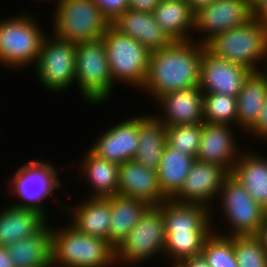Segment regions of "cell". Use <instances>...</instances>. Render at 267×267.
<instances>
[{"label":"cell","mask_w":267,"mask_h":267,"mask_svg":"<svg viewBox=\"0 0 267 267\" xmlns=\"http://www.w3.org/2000/svg\"><path fill=\"white\" fill-rule=\"evenodd\" d=\"M174 267H210L202 254L189 256Z\"/></svg>","instance_id":"38"},{"label":"cell","mask_w":267,"mask_h":267,"mask_svg":"<svg viewBox=\"0 0 267 267\" xmlns=\"http://www.w3.org/2000/svg\"><path fill=\"white\" fill-rule=\"evenodd\" d=\"M3 209L0 210L1 247L33 236L48 225V216L36 209L20 208L12 204Z\"/></svg>","instance_id":"22"},{"label":"cell","mask_w":267,"mask_h":267,"mask_svg":"<svg viewBox=\"0 0 267 267\" xmlns=\"http://www.w3.org/2000/svg\"><path fill=\"white\" fill-rule=\"evenodd\" d=\"M254 10L263 0H244Z\"/></svg>","instance_id":"43"},{"label":"cell","mask_w":267,"mask_h":267,"mask_svg":"<svg viewBox=\"0 0 267 267\" xmlns=\"http://www.w3.org/2000/svg\"><path fill=\"white\" fill-rule=\"evenodd\" d=\"M56 167L42 158L24 162L9 179L10 192L19 200L13 206L36 209L47 216L43 201L64 188Z\"/></svg>","instance_id":"9"},{"label":"cell","mask_w":267,"mask_h":267,"mask_svg":"<svg viewBox=\"0 0 267 267\" xmlns=\"http://www.w3.org/2000/svg\"><path fill=\"white\" fill-rule=\"evenodd\" d=\"M253 18L267 24V0H263L254 10Z\"/></svg>","instance_id":"39"},{"label":"cell","mask_w":267,"mask_h":267,"mask_svg":"<svg viewBox=\"0 0 267 267\" xmlns=\"http://www.w3.org/2000/svg\"><path fill=\"white\" fill-rule=\"evenodd\" d=\"M214 1L215 0H187L194 12L203 6L210 5Z\"/></svg>","instance_id":"42"},{"label":"cell","mask_w":267,"mask_h":267,"mask_svg":"<svg viewBox=\"0 0 267 267\" xmlns=\"http://www.w3.org/2000/svg\"><path fill=\"white\" fill-rule=\"evenodd\" d=\"M85 154L79 170L92 188L87 197L106 198L118 194L119 164L97 156L90 149Z\"/></svg>","instance_id":"29"},{"label":"cell","mask_w":267,"mask_h":267,"mask_svg":"<svg viewBox=\"0 0 267 267\" xmlns=\"http://www.w3.org/2000/svg\"><path fill=\"white\" fill-rule=\"evenodd\" d=\"M201 254L210 267H238L233 236H223L213 231L205 239Z\"/></svg>","instance_id":"32"},{"label":"cell","mask_w":267,"mask_h":267,"mask_svg":"<svg viewBox=\"0 0 267 267\" xmlns=\"http://www.w3.org/2000/svg\"><path fill=\"white\" fill-rule=\"evenodd\" d=\"M214 55L261 72L267 61V24L251 18L244 25L217 34L206 44Z\"/></svg>","instance_id":"4"},{"label":"cell","mask_w":267,"mask_h":267,"mask_svg":"<svg viewBox=\"0 0 267 267\" xmlns=\"http://www.w3.org/2000/svg\"><path fill=\"white\" fill-rule=\"evenodd\" d=\"M109 243L116 249L150 207L143 200L116 194L110 196Z\"/></svg>","instance_id":"28"},{"label":"cell","mask_w":267,"mask_h":267,"mask_svg":"<svg viewBox=\"0 0 267 267\" xmlns=\"http://www.w3.org/2000/svg\"><path fill=\"white\" fill-rule=\"evenodd\" d=\"M164 246L165 228L162 203L159 206H150L115 249L116 264L129 265L131 263L130 265L135 266L159 253L164 256Z\"/></svg>","instance_id":"10"},{"label":"cell","mask_w":267,"mask_h":267,"mask_svg":"<svg viewBox=\"0 0 267 267\" xmlns=\"http://www.w3.org/2000/svg\"><path fill=\"white\" fill-rule=\"evenodd\" d=\"M21 13L0 20V66L17 70L36 65L46 37L35 16Z\"/></svg>","instance_id":"5"},{"label":"cell","mask_w":267,"mask_h":267,"mask_svg":"<svg viewBox=\"0 0 267 267\" xmlns=\"http://www.w3.org/2000/svg\"><path fill=\"white\" fill-rule=\"evenodd\" d=\"M230 173L219 165L195 161L179 193L172 199L182 204L203 205L211 209ZM213 201V202H211ZM210 202V203H209ZM209 204V205H208Z\"/></svg>","instance_id":"15"},{"label":"cell","mask_w":267,"mask_h":267,"mask_svg":"<svg viewBox=\"0 0 267 267\" xmlns=\"http://www.w3.org/2000/svg\"><path fill=\"white\" fill-rule=\"evenodd\" d=\"M75 66L76 87L83 100L93 106L104 104L113 94L115 84L102 38L76 43Z\"/></svg>","instance_id":"6"},{"label":"cell","mask_w":267,"mask_h":267,"mask_svg":"<svg viewBox=\"0 0 267 267\" xmlns=\"http://www.w3.org/2000/svg\"><path fill=\"white\" fill-rule=\"evenodd\" d=\"M203 115L206 123L229 124L237 127L236 97L219 93H204Z\"/></svg>","instance_id":"31"},{"label":"cell","mask_w":267,"mask_h":267,"mask_svg":"<svg viewBox=\"0 0 267 267\" xmlns=\"http://www.w3.org/2000/svg\"><path fill=\"white\" fill-rule=\"evenodd\" d=\"M237 100V128L247 132L257 121L267 100V74L252 72L245 80Z\"/></svg>","instance_id":"26"},{"label":"cell","mask_w":267,"mask_h":267,"mask_svg":"<svg viewBox=\"0 0 267 267\" xmlns=\"http://www.w3.org/2000/svg\"><path fill=\"white\" fill-rule=\"evenodd\" d=\"M267 142V100L260 110L256 123L246 132ZM260 137V138H259Z\"/></svg>","instance_id":"36"},{"label":"cell","mask_w":267,"mask_h":267,"mask_svg":"<svg viewBox=\"0 0 267 267\" xmlns=\"http://www.w3.org/2000/svg\"><path fill=\"white\" fill-rule=\"evenodd\" d=\"M152 15L173 41L193 40L194 11L187 0H161Z\"/></svg>","instance_id":"24"},{"label":"cell","mask_w":267,"mask_h":267,"mask_svg":"<svg viewBox=\"0 0 267 267\" xmlns=\"http://www.w3.org/2000/svg\"><path fill=\"white\" fill-rule=\"evenodd\" d=\"M48 36L35 65L37 79L48 91L68 90L75 84L76 43Z\"/></svg>","instance_id":"12"},{"label":"cell","mask_w":267,"mask_h":267,"mask_svg":"<svg viewBox=\"0 0 267 267\" xmlns=\"http://www.w3.org/2000/svg\"><path fill=\"white\" fill-rule=\"evenodd\" d=\"M195 161L194 156L165 145L157 174L160 189L167 200H172L179 193Z\"/></svg>","instance_id":"30"},{"label":"cell","mask_w":267,"mask_h":267,"mask_svg":"<svg viewBox=\"0 0 267 267\" xmlns=\"http://www.w3.org/2000/svg\"><path fill=\"white\" fill-rule=\"evenodd\" d=\"M249 151L242 150L231 175L245 187L252 199L267 211V156L256 154L257 151Z\"/></svg>","instance_id":"23"},{"label":"cell","mask_w":267,"mask_h":267,"mask_svg":"<svg viewBox=\"0 0 267 267\" xmlns=\"http://www.w3.org/2000/svg\"><path fill=\"white\" fill-rule=\"evenodd\" d=\"M53 12L54 37L79 43L103 36L110 23L93 0H57Z\"/></svg>","instance_id":"7"},{"label":"cell","mask_w":267,"mask_h":267,"mask_svg":"<svg viewBox=\"0 0 267 267\" xmlns=\"http://www.w3.org/2000/svg\"><path fill=\"white\" fill-rule=\"evenodd\" d=\"M256 236L260 239L262 246L267 251V216L260 226Z\"/></svg>","instance_id":"40"},{"label":"cell","mask_w":267,"mask_h":267,"mask_svg":"<svg viewBox=\"0 0 267 267\" xmlns=\"http://www.w3.org/2000/svg\"><path fill=\"white\" fill-rule=\"evenodd\" d=\"M213 209L173 200L163 202L164 257L172 260V267L189 256L201 254L205 239L213 232Z\"/></svg>","instance_id":"2"},{"label":"cell","mask_w":267,"mask_h":267,"mask_svg":"<svg viewBox=\"0 0 267 267\" xmlns=\"http://www.w3.org/2000/svg\"><path fill=\"white\" fill-rule=\"evenodd\" d=\"M0 267H14L6 247L0 246Z\"/></svg>","instance_id":"41"},{"label":"cell","mask_w":267,"mask_h":267,"mask_svg":"<svg viewBox=\"0 0 267 267\" xmlns=\"http://www.w3.org/2000/svg\"><path fill=\"white\" fill-rule=\"evenodd\" d=\"M203 94L199 86L166 93L155 101L163 112L154 115L166 127L203 123Z\"/></svg>","instance_id":"18"},{"label":"cell","mask_w":267,"mask_h":267,"mask_svg":"<svg viewBox=\"0 0 267 267\" xmlns=\"http://www.w3.org/2000/svg\"><path fill=\"white\" fill-rule=\"evenodd\" d=\"M128 118L103 131L89 149L97 156L119 165L133 160L138 149L139 116Z\"/></svg>","instance_id":"17"},{"label":"cell","mask_w":267,"mask_h":267,"mask_svg":"<svg viewBox=\"0 0 267 267\" xmlns=\"http://www.w3.org/2000/svg\"><path fill=\"white\" fill-rule=\"evenodd\" d=\"M160 2L161 0H129V9L152 13Z\"/></svg>","instance_id":"37"},{"label":"cell","mask_w":267,"mask_h":267,"mask_svg":"<svg viewBox=\"0 0 267 267\" xmlns=\"http://www.w3.org/2000/svg\"><path fill=\"white\" fill-rule=\"evenodd\" d=\"M252 17L253 10L244 0H215L194 12L193 31L204 37L193 39L205 45L217 34L242 26Z\"/></svg>","instance_id":"13"},{"label":"cell","mask_w":267,"mask_h":267,"mask_svg":"<svg viewBox=\"0 0 267 267\" xmlns=\"http://www.w3.org/2000/svg\"><path fill=\"white\" fill-rule=\"evenodd\" d=\"M52 228L51 267L116 266L115 248L107 240L83 234L70 223Z\"/></svg>","instance_id":"3"},{"label":"cell","mask_w":267,"mask_h":267,"mask_svg":"<svg viewBox=\"0 0 267 267\" xmlns=\"http://www.w3.org/2000/svg\"><path fill=\"white\" fill-rule=\"evenodd\" d=\"M266 66H265V68L263 69L264 70V72L267 74V61H266Z\"/></svg>","instance_id":"44"},{"label":"cell","mask_w":267,"mask_h":267,"mask_svg":"<svg viewBox=\"0 0 267 267\" xmlns=\"http://www.w3.org/2000/svg\"><path fill=\"white\" fill-rule=\"evenodd\" d=\"M52 232L46 225L39 233L6 247L14 267H51Z\"/></svg>","instance_id":"27"},{"label":"cell","mask_w":267,"mask_h":267,"mask_svg":"<svg viewBox=\"0 0 267 267\" xmlns=\"http://www.w3.org/2000/svg\"><path fill=\"white\" fill-rule=\"evenodd\" d=\"M206 45L190 41H174L170 46L153 51L141 91L156 101L160 96L199 86L202 55Z\"/></svg>","instance_id":"1"},{"label":"cell","mask_w":267,"mask_h":267,"mask_svg":"<svg viewBox=\"0 0 267 267\" xmlns=\"http://www.w3.org/2000/svg\"><path fill=\"white\" fill-rule=\"evenodd\" d=\"M118 194L159 206L167 199L159 186L157 171L147 169L134 160L119 165Z\"/></svg>","instance_id":"19"},{"label":"cell","mask_w":267,"mask_h":267,"mask_svg":"<svg viewBox=\"0 0 267 267\" xmlns=\"http://www.w3.org/2000/svg\"><path fill=\"white\" fill-rule=\"evenodd\" d=\"M251 73L242 65L216 56L205 48L199 87L203 93L226 94L237 98Z\"/></svg>","instance_id":"14"},{"label":"cell","mask_w":267,"mask_h":267,"mask_svg":"<svg viewBox=\"0 0 267 267\" xmlns=\"http://www.w3.org/2000/svg\"><path fill=\"white\" fill-rule=\"evenodd\" d=\"M202 133V123L166 127L167 145L196 158Z\"/></svg>","instance_id":"34"},{"label":"cell","mask_w":267,"mask_h":267,"mask_svg":"<svg viewBox=\"0 0 267 267\" xmlns=\"http://www.w3.org/2000/svg\"><path fill=\"white\" fill-rule=\"evenodd\" d=\"M108 57L111 78L136 87L144 85L151 52L140 42L120 33L111 24L101 37ZM116 81V82H115Z\"/></svg>","instance_id":"8"},{"label":"cell","mask_w":267,"mask_h":267,"mask_svg":"<svg viewBox=\"0 0 267 267\" xmlns=\"http://www.w3.org/2000/svg\"><path fill=\"white\" fill-rule=\"evenodd\" d=\"M101 14L111 24L118 16L129 9V0H93Z\"/></svg>","instance_id":"35"},{"label":"cell","mask_w":267,"mask_h":267,"mask_svg":"<svg viewBox=\"0 0 267 267\" xmlns=\"http://www.w3.org/2000/svg\"><path fill=\"white\" fill-rule=\"evenodd\" d=\"M111 25L120 33L140 42L150 52L168 47L174 42L149 12L128 9Z\"/></svg>","instance_id":"21"},{"label":"cell","mask_w":267,"mask_h":267,"mask_svg":"<svg viewBox=\"0 0 267 267\" xmlns=\"http://www.w3.org/2000/svg\"><path fill=\"white\" fill-rule=\"evenodd\" d=\"M145 115H139L138 149L133 160L147 169L158 171L167 144L166 126L154 114Z\"/></svg>","instance_id":"25"},{"label":"cell","mask_w":267,"mask_h":267,"mask_svg":"<svg viewBox=\"0 0 267 267\" xmlns=\"http://www.w3.org/2000/svg\"><path fill=\"white\" fill-rule=\"evenodd\" d=\"M238 267H267V251L256 235L233 236Z\"/></svg>","instance_id":"33"},{"label":"cell","mask_w":267,"mask_h":267,"mask_svg":"<svg viewBox=\"0 0 267 267\" xmlns=\"http://www.w3.org/2000/svg\"><path fill=\"white\" fill-rule=\"evenodd\" d=\"M220 200L222 216L226 220V224L230 226V231L216 232L223 236H247L257 235L260 226L267 216V211L264 210L245 187L231 174L225 179L222 185L217 200ZM228 221V223H227Z\"/></svg>","instance_id":"11"},{"label":"cell","mask_w":267,"mask_h":267,"mask_svg":"<svg viewBox=\"0 0 267 267\" xmlns=\"http://www.w3.org/2000/svg\"><path fill=\"white\" fill-rule=\"evenodd\" d=\"M76 205L75 208L70 204L60 205L63 212L71 215L73 219L71 225L83 234L99 237L109 242L110 197H87L86 200L83 199Z\"/></svg>","instance_id":"20"},{"label":"cell","mask_w":267,"mask_h":267,"mask_svg":"<svg viewBox=\"0 0 267 267\" xmlns=\"http://www.w3.org/2000/svg\"><path fill=\"white\" fill-rule=\"evenodd\" d=\"M231 127L232 125L229 124L203 122L196 160L219 165L231 174L242 152L238 147L235 131L232 132L234 128L231 129Z\"/></svg>","instance_id":"16"}]
</instances>
